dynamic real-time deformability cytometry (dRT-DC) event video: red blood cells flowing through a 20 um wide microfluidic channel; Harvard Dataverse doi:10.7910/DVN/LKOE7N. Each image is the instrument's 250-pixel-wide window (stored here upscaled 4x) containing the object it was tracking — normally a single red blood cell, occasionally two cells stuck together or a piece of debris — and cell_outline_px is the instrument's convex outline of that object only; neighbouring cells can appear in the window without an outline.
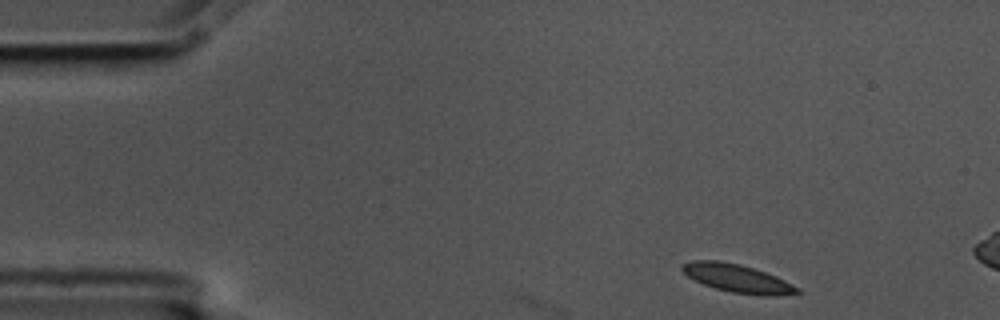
{"species": "common noctule bat (a hibernating species)", "species_latin": "Nyctalus noctula", "temperature_condition": "cold", "stored_images_in_passage": 3, "camera_frame_rate_fps": 3000, "um_per_image_px": 0.085, "animal": {"sex": "male", "body_mass_g": 17.5, "forearm_length_mm": 52.3}, "frame": {"image": 1, "passage_image": 1, "time_ms": 0.0, "image_size_px": [1000, 320], "cell_outline_px": [[800, 292], [780, 296], [764, 296], [732, 292], [716, 288], [704, 284], [688, 276], [680, 268], [680, 264], [692, 260], [720, 260], [740, 264], [776, 276], [800, 288]], "centroid_in_image_um": [62.67, 23.65], "position_along_channel_um": 22.3, "area_um2": 18.79}}